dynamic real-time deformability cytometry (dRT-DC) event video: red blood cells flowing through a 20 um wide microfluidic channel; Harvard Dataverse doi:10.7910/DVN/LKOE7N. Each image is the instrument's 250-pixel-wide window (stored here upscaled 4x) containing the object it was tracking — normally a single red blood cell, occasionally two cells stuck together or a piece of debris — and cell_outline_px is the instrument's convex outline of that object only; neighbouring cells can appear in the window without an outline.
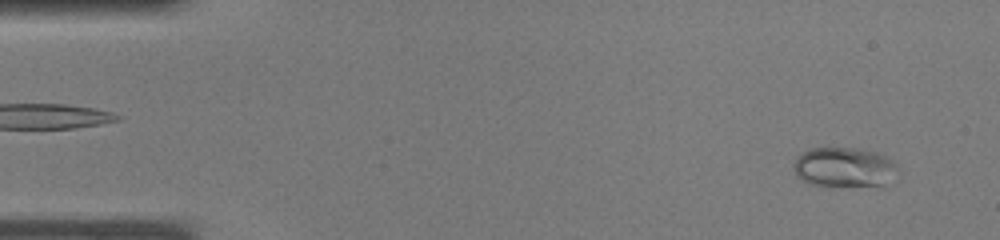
{"species": "common noctule bat (a hibernating species)", "species_latin": "Nyctalus noctula", "temperature_condition": "warm", "stored_images_in_passage": 36, "camera_frame_rate_fps": 3000, "um_per_image_px": 0.085, "animal": {"sex": "male", "body_mass_g": 19.0, "forearm_length_mm": 50.8}, "frame": {"image": 1, "passage_image": 2, "time_ms": 0.333, "image_size_px": [1000, 240], "cell_outline_px": [[900, 172], [884, 188], [880, 188], [808, 184], [792, 168], [792, 164], [804, 152], [812, 148], [860, 148], [876, 152], [896, 160], [900, 168]], "centroid_in_image_um": [71.93, 14.25], "position_along_channel_um": 13.1, "area_um2": 25.03}}
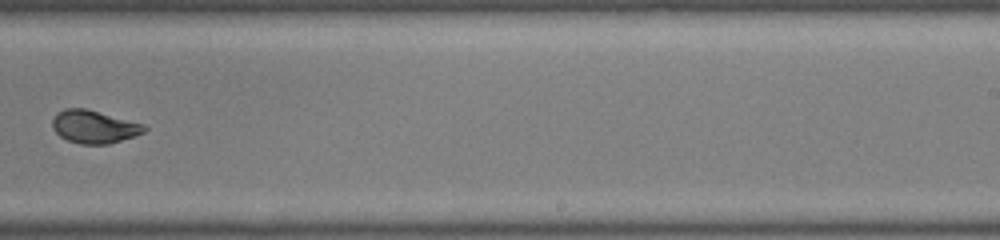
{"frame": {"image": 2, "passage_image": 23, "time_ms": 7.333, "image_size_px": [1000, 240], "cell_outline_px": [[148, 128], [144, 132], [136, 136], [108, 144], [80, 144], [68, 140], [60, 136], [52, 128], [52, 120], [56, 112], [64, 108], [84, 108], [144, 124]], "centroid_in_image_um": [7.98, 10.77], "position_along_channel_um": 281.0, "area_um2": 17.63}}
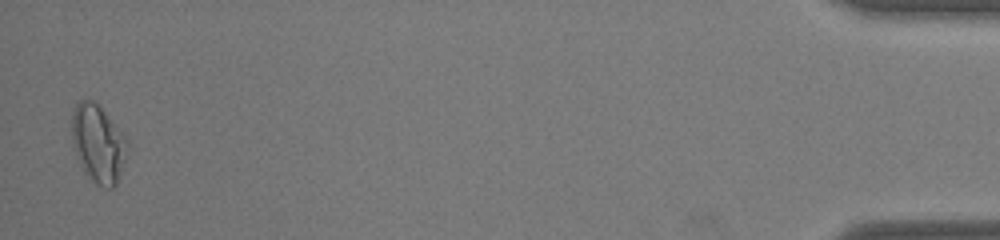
{"frame": {"image": 3, "passage_image": 36, "time_ms": 11.667, "image_size_px": [1000, 240], "cell_outline_px": [[128, 148], [116, 184], [112, 188], [104, 188], [96, 184], [84, 172], [80, 164], [76, 152], [72, 136], [72, 112], [76, 104], [80, 100], [92, 100], [104, 112], [128, 140]], "centroid_in_image_um": [8.34, 12.22], "position_along_channel_um": 426.9, "area_um2": 24.62}}